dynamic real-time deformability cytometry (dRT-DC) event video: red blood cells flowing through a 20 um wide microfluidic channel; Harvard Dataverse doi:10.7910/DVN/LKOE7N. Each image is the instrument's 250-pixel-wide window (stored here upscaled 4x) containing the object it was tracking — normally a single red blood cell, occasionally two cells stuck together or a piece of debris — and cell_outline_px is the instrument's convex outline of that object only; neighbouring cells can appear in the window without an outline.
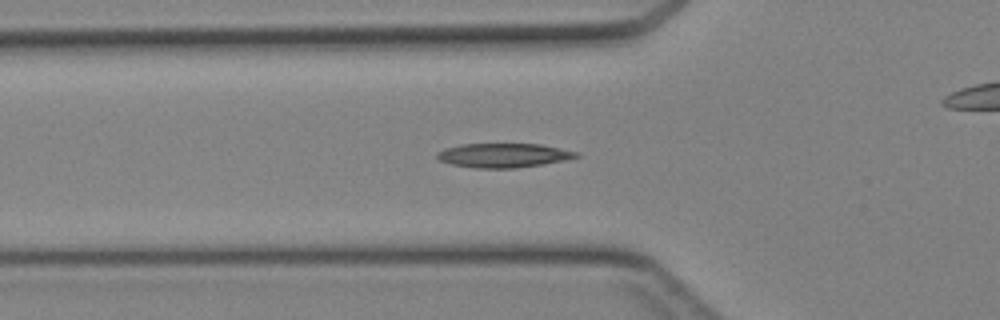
{"species": "Egyptian fruit bat (a non-hibernating species)", "species_latin": "Rousettus aegyptiacus", "temperature_condition": "cold", "stored_images_in_passage": 38, "camera_frame_rate_fps": 3000, "um_per_image_px": 0.085, "animal": {"sex": "female"}, "frame": {"image": 1, "passage_image": 8, "time_ms": 2.333, "image_size_px": [1000, 320], "cell_outline_px": [[580, 156], [564, 160], [516, 168], [476, 168], [452, 164], [440, 160], [436, 156], [436, 152], [444, 148], [460, 144], [540, 144], [580, 152]], "centroid_in_image_um": [42.78, 13.19], "position_along_channel_um": 83.0, "area_um2": 19.54}}
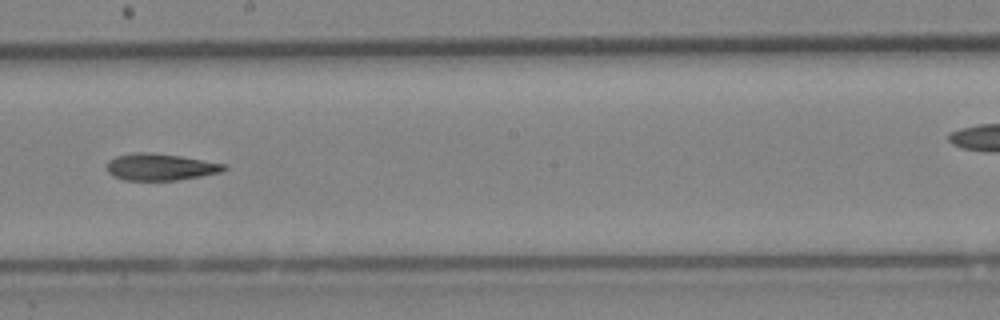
{"frame": {"image": 2, "passage_image": 18, "time_ms": 5.667, "image_size_px": [1000, 320], "cell_outline_px": [[228, 168], [220, 172], [200, 176], [176, 180], [124, 180], [112, 176], [108, 172], [108, 160], [116, 156], [136, 152], [144, 152], [180, 156], [228, 164]], "centroid_in_image_um": [13.64, 14.19], "position_along_channel_um": 234.6, "area_um2": 18.21}}
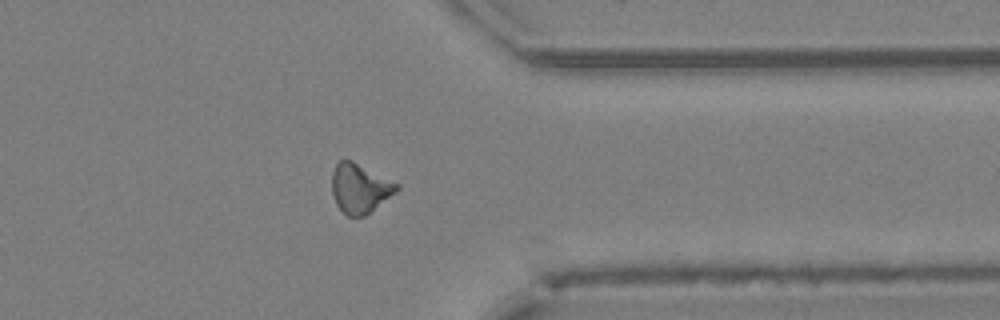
{"frame": {"image": 3, "passage_image": 28, "time_ms": 9.0, "image_size_px": [1000, 320], "cell_outline_px": [[400, 188], [396, 192], [364, 216], [348, 216], [336, 204], [332, 192], [332, 172], [336, 164], [340, 160], [352, 160], [400, 184]], "centroid_in_image_um": [30.59, 15.99], "position_along_channel_um": 380.8, "area_um2": 18.5}}